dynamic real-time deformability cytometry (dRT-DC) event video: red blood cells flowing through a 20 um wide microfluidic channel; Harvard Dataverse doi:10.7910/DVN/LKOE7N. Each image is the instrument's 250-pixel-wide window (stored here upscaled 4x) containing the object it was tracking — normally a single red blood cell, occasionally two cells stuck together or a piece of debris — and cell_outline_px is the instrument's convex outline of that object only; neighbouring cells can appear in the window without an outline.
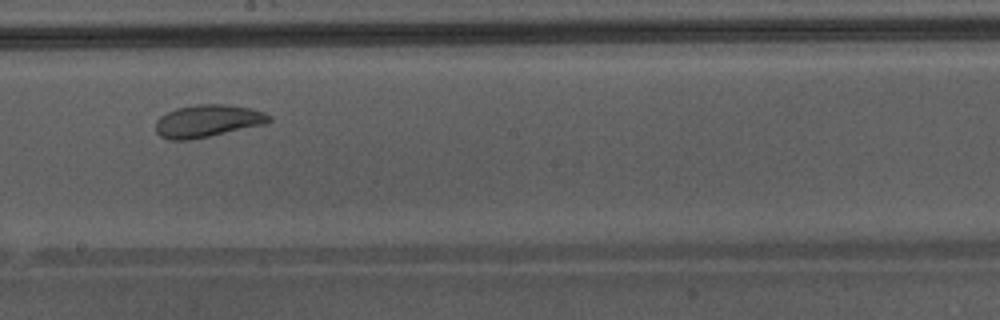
{"species": "Egyptian fruit bat (a non-hibernating species)", "species_latin": "Rousettus aegyptiacus", "temperature_condition": "warm", "stored_images_in_passage": 36, "camera_frame_rate_fps": 3000, "um_per_image_px": 0.085, "animal": {"sex": "male"}, "frame": {"image": 1, "passage_image": 16, "time_ms": 5.0, "image_size_px": [1000, 320], "cell_outline_px": [[272, 120], [268, 124], [188, 140], [168, 140], [160, 136], [156, 132], [156, 120], [160, 116], [176, 108], [196, 104], [224, 104], [252, 108], [264, 112], [272, 116]], "centroid_in_image_um": [17.68, 10.28], "position_along_channel_um": 230.5, "area_um2": 21.62}, "authors_computed_cell_mechanics": {"area_um2": 22.8599, "velocity_mm_per_s": 4.3003, "shape_relaxation_time_tau1_ms": 3.2418, "shape_relaxation_time_tau2_ms": 2.5254, "deformation_change_tau1": 0.1028, "deformation_change_tau2": 0.099}}